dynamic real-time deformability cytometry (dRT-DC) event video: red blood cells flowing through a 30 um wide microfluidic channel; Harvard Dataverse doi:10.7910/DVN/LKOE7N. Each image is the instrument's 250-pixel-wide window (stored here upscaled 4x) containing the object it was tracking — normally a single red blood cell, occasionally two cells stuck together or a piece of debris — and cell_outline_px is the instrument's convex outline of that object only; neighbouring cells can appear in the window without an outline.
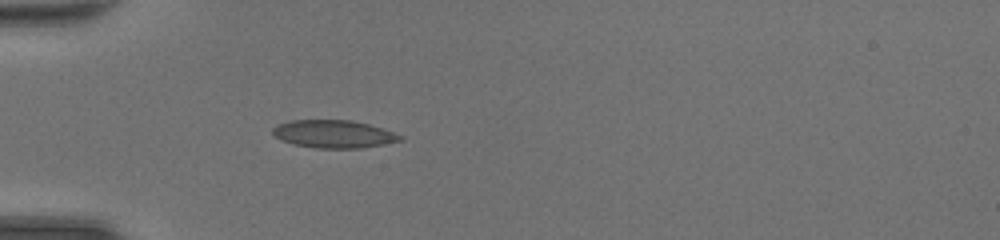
{"species": "common noctule bat (a hibernating species)", "species_latin": "Nyctalus noctula", "temperature_condition": "room temperature", "stored_images_in_passage": 36, "camera_frame_rate_fps": 3000, "um_per_image_px": 0.085, "animal": {"sex": "female", "body_mass_g": 20.0, "forearm_length_mm": 54.0}, "frame": {"image": 1, "passage_image": 6, "time_ms": 1.667, "image_size_px": [1000, 240], "cell_outline_px": [[404, 140], [384, 144], [360, 148], [316, 148], [296, 144], [280, 140], [272, 132], [272, 128], [288, 120], [352, 120], [368, 124], [404, 136]], "centroid_in_image_um": [28.37, 11.39], "position_along_channel_um": 56.6, "area_um2": 20.52}}
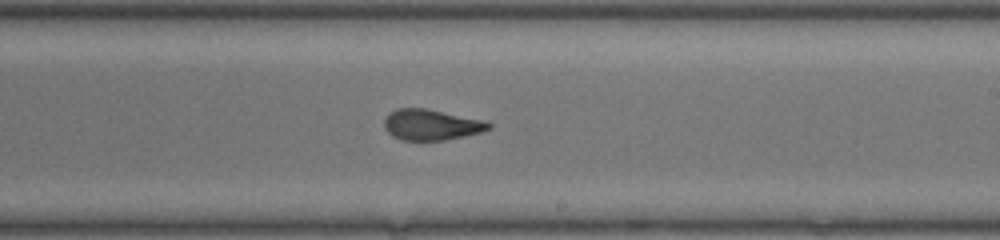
{"frame": {"image": 2, "passage_image": 20, "time_ms": 6.333, "image_size_px": [1000, 240], "cell_outline_px": [[492, 128], [480, 132], [464, 136], [444, 140], [400, 140], [392, 136], [384, 128], [384, 120], [396, 108], [428, 108], [480, 120], [492, 124]], "centroid_in_image_um": [36.63, 10.61], "position_along_channel_um": 252.4, "area_um2": 18.55}}
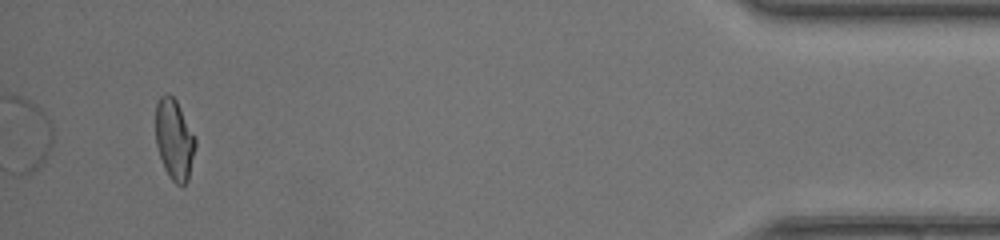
{"frame": {"image": 3, "passage_image": 36, "time_ms": 11.667, "image_size_px": [1000, 240], "cell_outline_px": [[196, 144], [188, 180], [184, 184], [176, 184], [168, 176], [164, 168], [156, 144], [156, 104], [160, 96], [164, 92], [168, 92], [176, 100], [196, 136]], "centroid_in_image_um": [14.82, 11.82], "position_along_channel_um": 420.4, "area_um2": 18.79}, "authors_computed_cell_mechanics": {"area_um2": 19.3919, "velocity_mm_per_s": 4.4141, "shape_relaxation_time_tau1_ms": null, "shape_relaxation_time_tau2_ms": 0.8263, "deformation_change_tau1": null, "deformation_change_tau2": 0.0628}}